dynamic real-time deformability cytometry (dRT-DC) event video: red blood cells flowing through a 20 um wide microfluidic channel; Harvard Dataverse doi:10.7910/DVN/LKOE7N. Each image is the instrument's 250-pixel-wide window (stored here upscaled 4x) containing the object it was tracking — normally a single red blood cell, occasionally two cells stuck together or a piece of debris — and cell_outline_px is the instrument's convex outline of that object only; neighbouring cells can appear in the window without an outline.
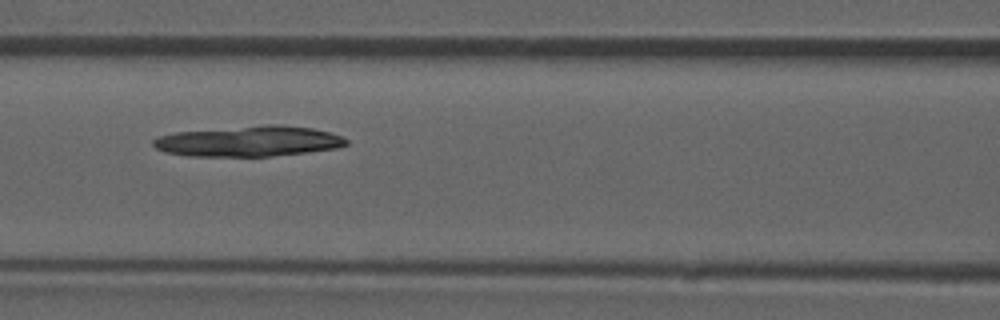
{"species": "common noctule bat (a hibernating species)", "species_latin": "Nyctalus noctula", "temperature_condition": "room temperature", "stored_images_in_passage": 12, "camera_frame_rate_fps": 3000, "um_per_image_px": 0.085, "animal": {"sex": "male", "forearm_length_mm": 52.5}, "frame": {"image": 1, "passage_image": 9, "time_ms": 2.667, "image_size_px": [1000, 320], "cell_outline_px": [[348, 144], [336, 148], [272, 156], [188, 156], [164, 152], [156, 148], [152, 144], [152, 140], [156, 136], [176, 132], [268, 124], [280, 124], [312, 128], [328, 132], [340, 136], [348, 140]], "centroid_in_image_um": [21.1, 12.0], "position_along_channel_um": 145.5, "area_um2": 34.28}}